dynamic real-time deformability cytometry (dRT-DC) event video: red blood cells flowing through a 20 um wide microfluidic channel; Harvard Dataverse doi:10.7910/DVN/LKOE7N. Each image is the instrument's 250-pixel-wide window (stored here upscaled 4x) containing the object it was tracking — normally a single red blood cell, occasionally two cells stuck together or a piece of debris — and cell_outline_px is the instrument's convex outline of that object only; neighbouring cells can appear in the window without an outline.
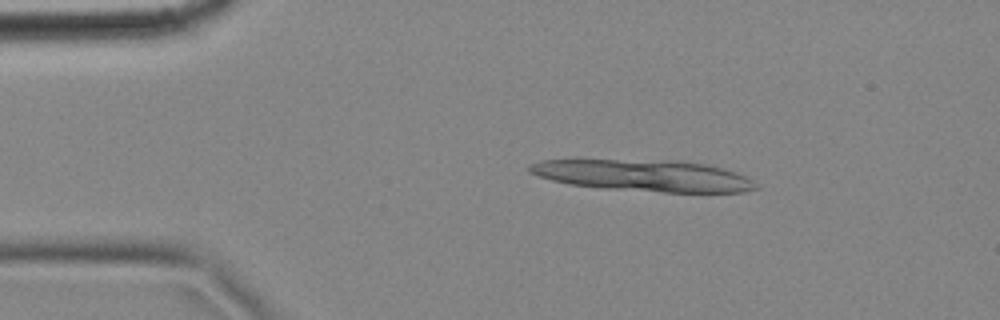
{"species": "common noctule bat (a hibernating species)", "species_latin": "Nyctalus noctula", "temperature_condition": "cold", "stored_images_in_passage": 3, "camera_frame_rate_fps": 3000, "um_per_image_px": 0.085, "animal": {"sex": "female", "body_mass_g": 18.4}, "frame": {"image": 1, "passage_image": 1, "time_ms": 0.0, "image_size_px": [1000, 320], "cell_outline_px": [[760, 188], [744, 192], [664, 192], [600, 188], [572, 184], [552, 180], [528, 172], [528, 164], [544, 160], [576, 156], [680, 160], [704, 164], [736, 172], [760, 184]], "centroid_in_image_um": [54.59, 14.86], "position_along_channel_um": 30.4, "area_um2": 43.47}}